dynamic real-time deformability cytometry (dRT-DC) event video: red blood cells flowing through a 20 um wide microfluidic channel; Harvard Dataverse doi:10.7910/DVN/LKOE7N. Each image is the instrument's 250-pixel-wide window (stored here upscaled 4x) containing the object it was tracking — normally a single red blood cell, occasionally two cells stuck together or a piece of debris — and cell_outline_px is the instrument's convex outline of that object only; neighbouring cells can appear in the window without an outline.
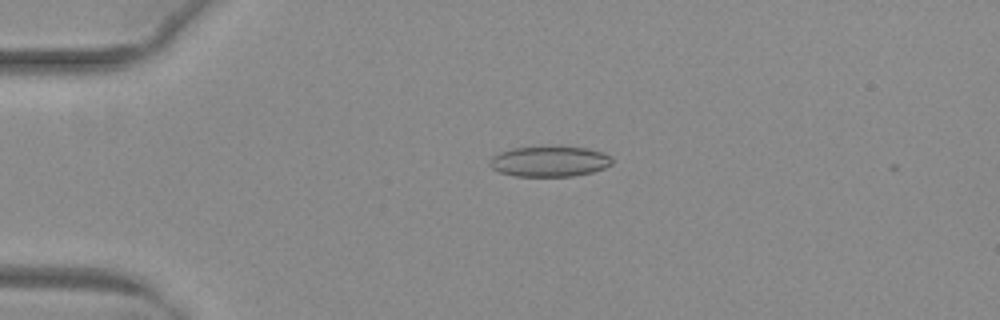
{"species": "common noctule bat (a hibernating species)", "species_latin": "Nyctalus noctula", "temperature_condition": "warm", "stored_images_in_passage": 53, "camera_frame_rate_fps": 3000, "um_per_image_px": 0.085, "animal": {"sex": "female", "body_mass_g": 29.2, "forearm_length_mm": 56.3}, "frame": {"image": 1, "passage_image": 13, "time_ms": 4.0, "image_size_px": [1000, 320], "cell_outline_px": [[612, 164], [604, 168], [592, 172], [572, 176], [516, 176], [500, 172], [492, 168], [488, 164], [488, 160], [492, 156], [500, 152], [512, 148], [556, 144], [588, 148], [604, 152], [612, 156]], "centroid_in_image_um": [46.72, 13.67], "position_along_channel_um": 38.3, "area_um2": 22.54}}
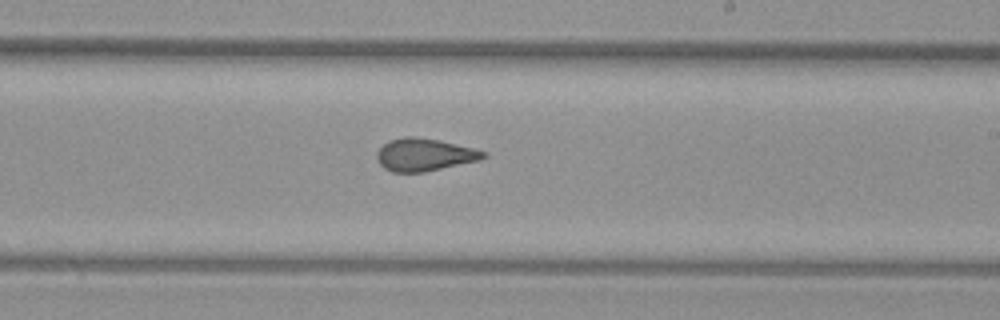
{"frame": {"image": 2, "passage_image": 32, "time_ms": 10.333, "image_size_px": [1000, 320], "cell_outline_px": [[488, 156], [480, 160], [424, 172], [392, 172], [384, 168], [376, 160], [376, 152], [388, 140], [404, 136], [416, 136], [440, 140], [476, 148], [488, 152]], "centroid_in_image_um": [36.09, 13.14], "position_along_channel_um": 252.9, "area_um2": 20.58}}
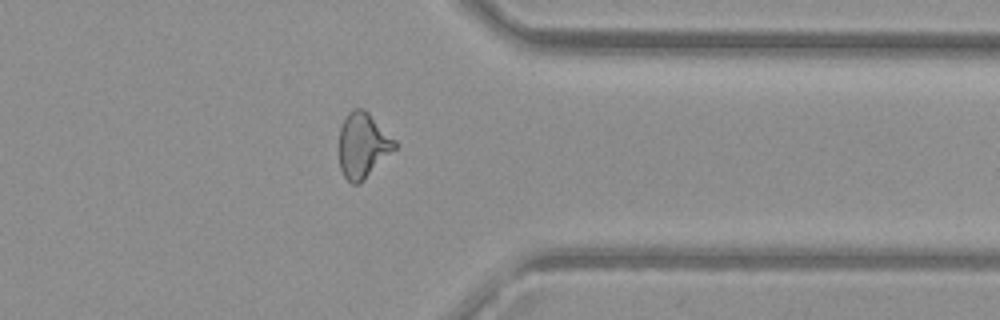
{"frame": {"image": 3, "passage_image": 42, "time_ms": 13.667, "image_size_px": [1000, 320], "cell_outline_px": [[396, 148], [360, 184], [352, 184], [344, 176], [340, 168], [340, 128], [348, 112], [356, 108], [364, 108], [396, 140]], "centroid_in_image_um": [30.85, 12.35], "position_along_channel_um": 380.5, "area_um2": 20.98}}